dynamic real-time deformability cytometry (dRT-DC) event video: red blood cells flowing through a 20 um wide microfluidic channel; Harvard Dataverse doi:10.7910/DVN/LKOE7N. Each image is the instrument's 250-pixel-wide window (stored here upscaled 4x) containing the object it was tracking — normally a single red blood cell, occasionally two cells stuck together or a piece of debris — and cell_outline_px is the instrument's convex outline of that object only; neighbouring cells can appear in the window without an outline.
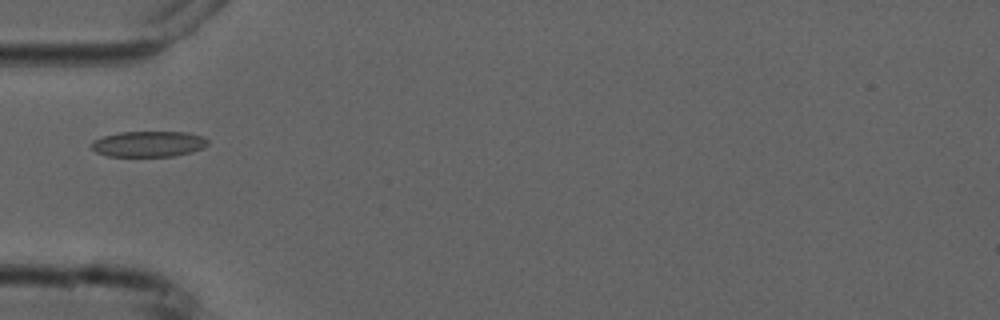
{"species": "common noctule bat (a hibernating species)", "species_latin": "Nyctalus noctula", "temperature_condition": "cold", "stored_images_in_passage": 2, "camera_frame_rate_fps": 3000, "um_per_image_px": 0.085, "animal": {"sex": "male", "forearm_length_mm": 52.5}, "frame": {"image": 1, "passage_image": 2, "time_ms": 2.0, "image_size_px": [1000, 320], "cell_outline_px": [[208, 144], [204, 148], [192, 152], [172, 156], [108, 156], [96, 152], [92, 148], [92, 140], [104, 136], [120, 132], [184, 132], [204, 136], [208, 140]], "centroid_in_image_um": [12.65, 12.23], "position_along_channel_um": 72.3, "area_um2": 17.46}}